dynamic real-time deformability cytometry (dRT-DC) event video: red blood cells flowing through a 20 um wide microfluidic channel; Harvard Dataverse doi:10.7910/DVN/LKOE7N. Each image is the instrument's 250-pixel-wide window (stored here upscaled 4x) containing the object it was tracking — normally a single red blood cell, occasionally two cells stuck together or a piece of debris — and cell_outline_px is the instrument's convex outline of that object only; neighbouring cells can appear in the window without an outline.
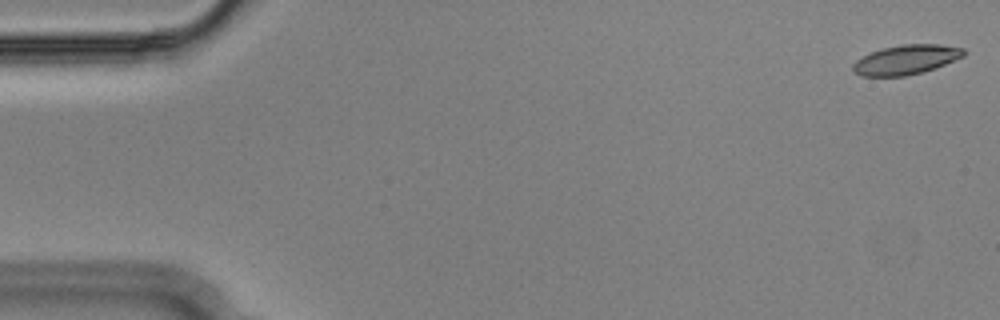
{"species": "Egyptian fruit bat (a non-hibernating species)", "species_latin": "Rousettus aegyptiacus", "temperature_condition": "cold", "stored_images_in_passage": 55, "segment_of_instrument_passage": [1, 2], "camera_frame_rate_fps": 3000, "um_per_image_px": 0.085, "animal": {"sex": "male"}, "frame": {"image": 1, "passage_image": 1, "time_ms": 0.0, "image_size_px": [1000, 320], "cell_outline_px": [[968, 52], [964, 56], [936, 68], [924, 72], [904, 76], [860, 76], [852, 72], [852, 64], [856, 60], [872, 52], [884, 48], [900, 44], [940, 44], [964, 48]], "centroid_in_image_um": [77.04, 5.08], "position_along_channel_um": 8.0, "area_um2": 19.25}}
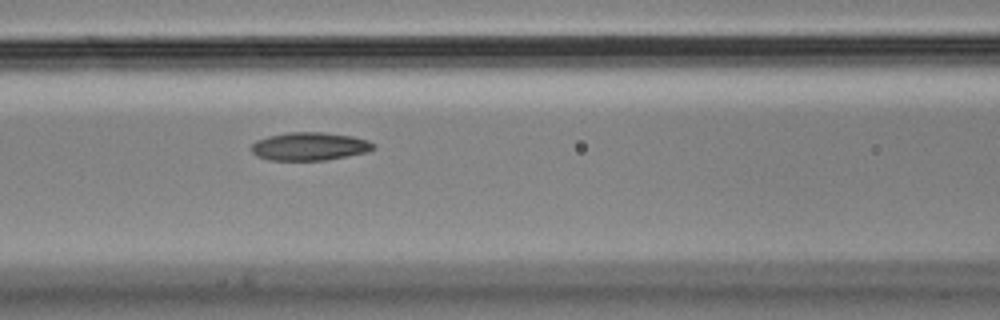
{"frame": {"image": 2, "passage_image": 23, "time_ms": 7.333, "image_size_px": [1000, 320], "cell_outline_px": [[376, 148], [368, 152], [348, 156], [324, 160], [268, 160], [256, 156], [252, 152], [252, 144], [256, 140], [268, 136], [288, 132], [320, 132], [352, 136], [368, 140], [376, 144]], "centroid_in_image_um": [26.33, 12.44], "position_along_channel_um": 140.3, "area_um2": 20.11}}
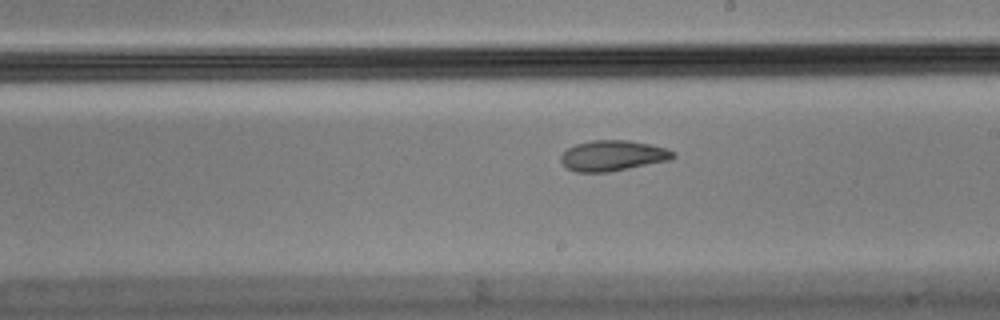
{"frame": {"image": 3, "passage_image": 31, "time_ms": 10.0, "image_size_px": [1000, 320], "cell_outline_px": [[676, 156], [672, 160], [608, 172], [576, 172], [568, 168], [560, 160], [560, 156], [568, 148], [576, 144], [592, 140], [628, 140], [668, 148], [676, 152]], "centroid_in_image_um": [52.13, 13.23], "position_along_channel_um": 236.9, "area_um2": 20.06}}